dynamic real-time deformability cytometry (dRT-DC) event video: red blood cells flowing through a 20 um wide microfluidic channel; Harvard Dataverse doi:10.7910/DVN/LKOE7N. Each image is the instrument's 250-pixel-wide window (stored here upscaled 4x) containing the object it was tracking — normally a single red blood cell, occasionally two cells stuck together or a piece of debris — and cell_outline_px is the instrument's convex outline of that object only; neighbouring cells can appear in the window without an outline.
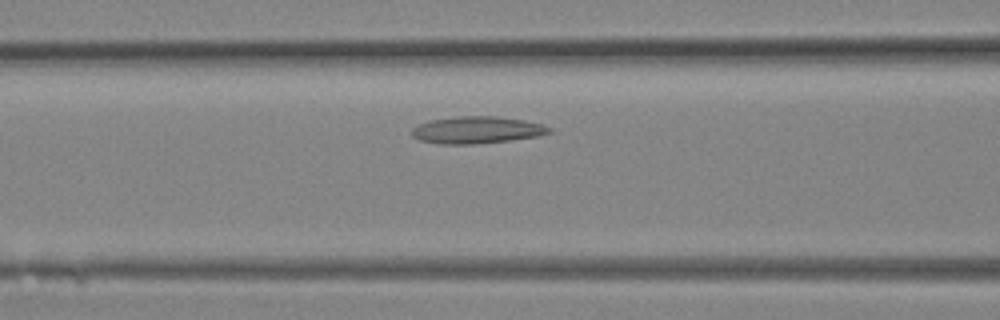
{"species": "Egyptian fruit bat (a non-hibernating species)", "species_latin": "Rousettus aegyptiacus", "temperature_condition": "room temperature", "stored_images_in_passage": 21, "camera_frame_rate_fps": 3000, "um_per_image_px": 0.085, "animal": {"sex": "female"}, "frame": {"image": 1, "passage_image": 4, "time_ms": 1.0, "image_size_px": [1000, 320], "cell_outline_px": [[552, 132], [536, 136], [508, 140], [476, 144], [436, 144], [420, 140], [412, 136], [412, 128], [428, 120], [460, 116], [500, 116], [524, 120], [544, 124], [552, 128]], "centroid_in_image_um": [40.54, 11.04], "position_along_channel_um": 126.1, "area_um2": 21.73}}
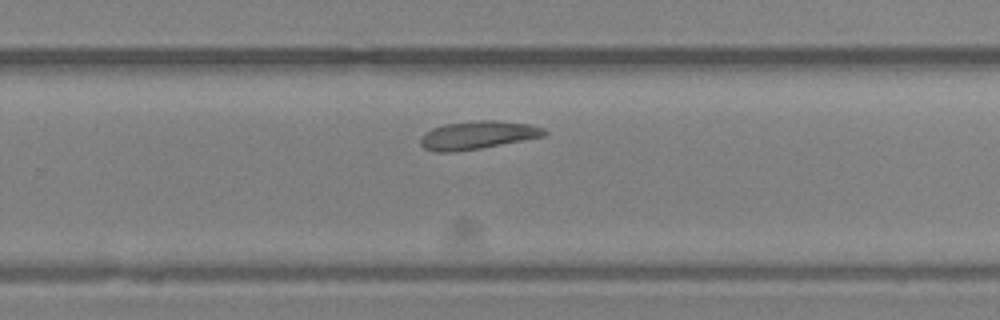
{"frame": {"image": 2, "passage_image": 11, "time_ms": 3.333, "image_size_px": [1000, 320], "cell_outline_px": [[548, 132], [544, 136], [480, 148], [456, 152], [436, 152], [424, 148], [420, 144], [420, 136], [424, 132], [432, 128], [444, 124], [472, 120], [496, 120], [532, 124], [544, 128]], "centroid_in_image_um": [40.57, 11.47], "position_along_channel_um": 289.2, "area_um2": 20.52}}
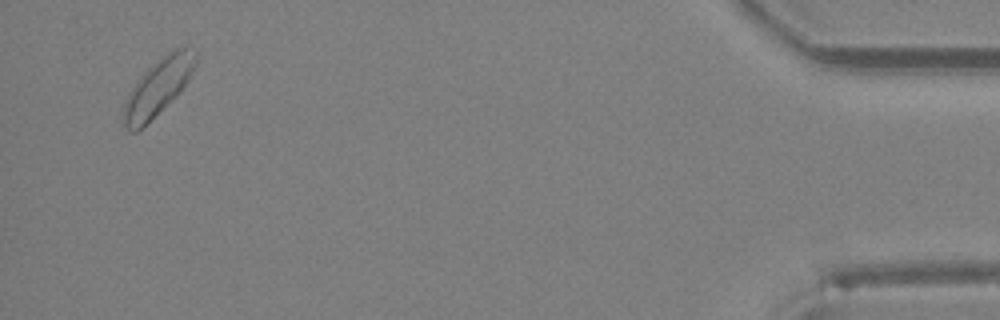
{"frame": {"image": 3, "passage_image": 20, "time_ms": 6.333, "image_size_px": [1000, 320], "cell_outline_px": [[196, 64], [188, 80], [176, 96], [136, 132], [132, 132], [124, 124], [124, 104], [128, 92], [144, 72], [152, 64], [176, 48], [184, 48], [196, 52]], "centroid_in_image_um": [13.42, 7.4], "position_along_channel_um": 421.8, "area_um2": 22.89}}